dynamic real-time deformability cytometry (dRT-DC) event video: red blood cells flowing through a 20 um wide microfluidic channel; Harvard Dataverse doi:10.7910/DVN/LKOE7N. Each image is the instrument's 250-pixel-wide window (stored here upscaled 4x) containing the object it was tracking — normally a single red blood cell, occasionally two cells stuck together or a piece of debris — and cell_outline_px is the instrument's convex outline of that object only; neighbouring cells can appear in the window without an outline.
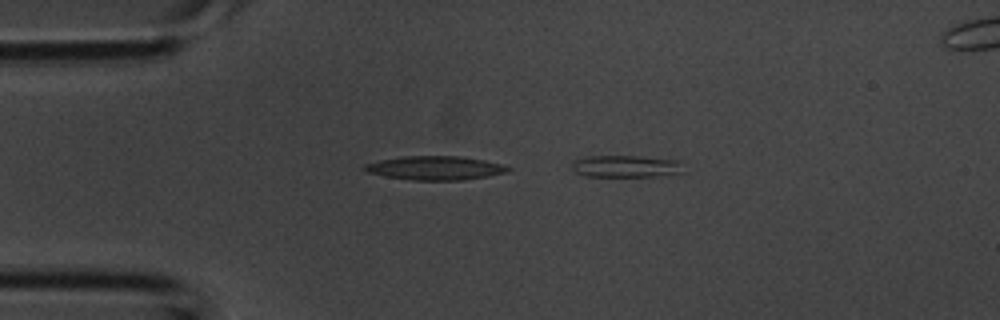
{"species": "common noctule bat (a hibernating species)", "species_latin": "Nyctalus noctula", "temperature_condition": "room temperature", "stored_images_in_passage": 4, "camera_frame_rate_fps": 3000, "um_per_image_px": 0.085, "animal": {"sex": "male", "body_mass_g": 20.1, "forearm_length_mm": 53.5}, "frame": {"image": 1, "passage_image": 2, "time_ms": 0.333, "image_size_px": [1000, 320], "cell_outline_px": [[684, 172], [656, 176], [584, 176], [576, 172], [572, 168], [572, 160], [588, 156], [640, 156], [676, 160]], "centroid_in_image_um": [53.13, 14.13], "position_along_channel_um": 31.9, "area_um2": 14.16}}
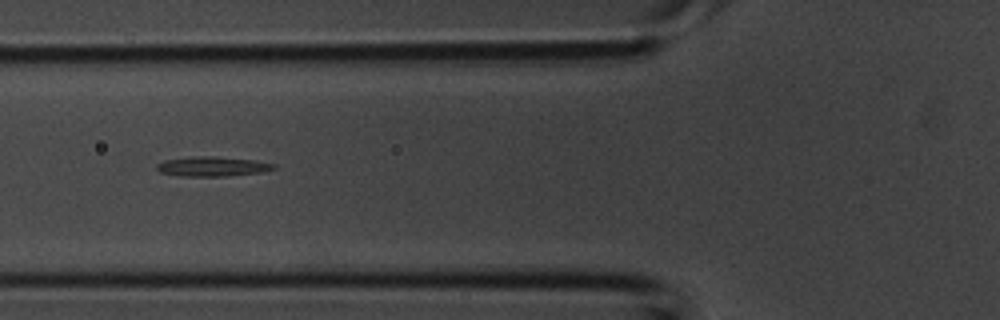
{"frame": {"image": 2, "passage_image": 4, "time_ms": 1.0, "image_size_px": [1000, 320], "cell_outline_px": [[276, 168], [260, 172], [228, 176], [180, 176], [160, 172], [156, 168], [156, 164], [164, 160], [192, 156], [212, 156], [256, 160], [276, 164]], "centroid_in_image_um": [18.04, 14.14], "position_along_channel_um": 107.8, "area_um2": 13.47}}